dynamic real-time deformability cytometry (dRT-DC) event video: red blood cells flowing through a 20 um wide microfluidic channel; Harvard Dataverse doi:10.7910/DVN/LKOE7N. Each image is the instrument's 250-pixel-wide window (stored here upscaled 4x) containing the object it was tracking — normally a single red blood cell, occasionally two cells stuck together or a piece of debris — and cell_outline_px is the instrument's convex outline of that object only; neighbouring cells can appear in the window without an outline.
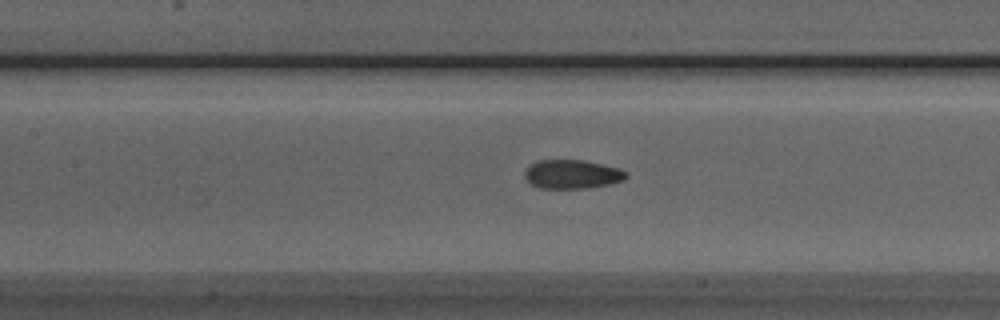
{"species": "Egyptian fruit bat (a non-hibernating species)", "species_latin": "Rousettus aegyptiacus", "temperature_condition": "room temperature", "stored_images_in_passage": 44, "camera_frame_rate_fps": 3000, "um_per_image_px": 0.085, "animal": {"sex": "male"}, "frame": {"image": 1, "passage_image": 22, "time_ms": 7.0, "image_size_px": [1000, 320], "cell_outline_px": [[628, 176], [624, 180], [608, 184], [584, 188], [540, 188], [532, 184], [524, 176], [524, 172], [536, 160], [584, 160], [620, 168], [628, 172]], "centroid_in_image_um": [48.66, 14.8], "position_along_channel_um": 158.7, "area_um2": 16.99}}
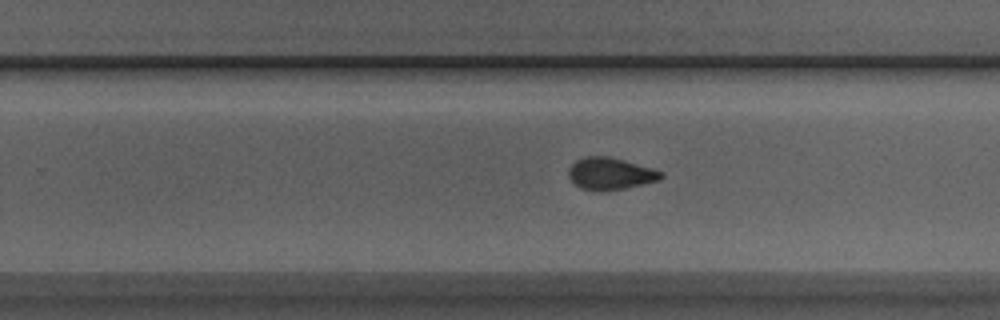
{"frame": {"image": 2, "passage_image": 31, "time_ms": 10.0, "image_size_px": [1000, 320], "cell_outline_px": [[664, 176], [660, 180], [644, 184], [624, 188], [580, 188], [568, 176], [568, 168], [576, 160], [584, 156], [608, 156], [624, 160], [652, 168], [664, 172]], "centroid_in_image_um": [51.91, 14.71], "position_along_channel_um": 277.9, "area_um2": 16.76}}
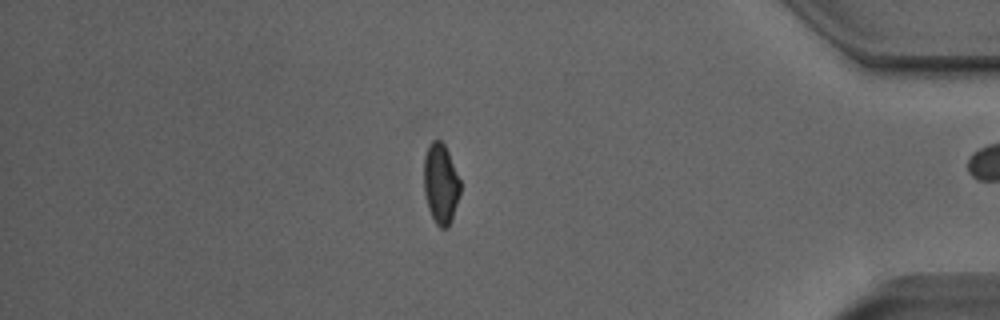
{"frame": {"image": 3, "passage_image": 43, "time_ms": 14.0, "image_size_px": [1000, 320], "cell_outline_px": [[460, 192], [452, 220], [448, 228], [440, 228], [436, 224], [428, 208], [424, 192], [424, 156], [428, 144], [432, 140], [440, 140], [444, 144], [448, 152], [460, 180]], "centroid_in_image_um": [37.45, 15.62], "position_along_channel_um": 397.7, "area_um2": 17.05}, "authors_computed_cell_mechanics": {"area_um2": 17.4556, "velocity_mm_per_s": 3.9861, "shape_relaxation_time_tau1_ms": 5.7397, "shape_relaxation_time_tau2_ms": 1.1748, "deformation_change_tau1": 0.1481, "deformation_change_tau2": 0.0547}}